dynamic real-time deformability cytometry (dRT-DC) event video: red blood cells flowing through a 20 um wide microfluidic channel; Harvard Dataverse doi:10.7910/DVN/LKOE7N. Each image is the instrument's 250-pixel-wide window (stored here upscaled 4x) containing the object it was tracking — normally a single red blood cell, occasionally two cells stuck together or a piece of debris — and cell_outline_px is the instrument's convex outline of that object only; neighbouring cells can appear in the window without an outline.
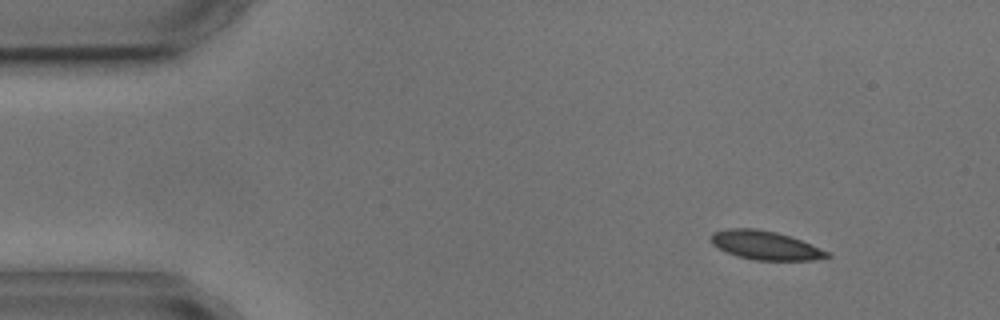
{"species": "common noctule bat (a hibernating species)", "species_latin": "Nyctalus noctula", "temperature_condition": "cold", "stored_images_in_passage": 4, "camera_frame_rate_fps": 3000, "um_per_image_px": 0.085, "animal": {"sex": "male", "body_mass_g": 17.9, "forearm_length_mm": 54.2}, "frame": {"image": 1, "passage_image": 1, "time_ms": 0.0, "image_size_px": [1000, 320], "cell_outline_px": [[832, 256], [812, 260], [752, 260], [736, 256], [712, 244], [712, 232], [728, 228], [756, 228], [776, 232], [800, 240], [828, 252]], "centroid_in_image_um": [65.02, 20.85], "position_along_channel_um": 20.0, "area_um2": 19.19}}